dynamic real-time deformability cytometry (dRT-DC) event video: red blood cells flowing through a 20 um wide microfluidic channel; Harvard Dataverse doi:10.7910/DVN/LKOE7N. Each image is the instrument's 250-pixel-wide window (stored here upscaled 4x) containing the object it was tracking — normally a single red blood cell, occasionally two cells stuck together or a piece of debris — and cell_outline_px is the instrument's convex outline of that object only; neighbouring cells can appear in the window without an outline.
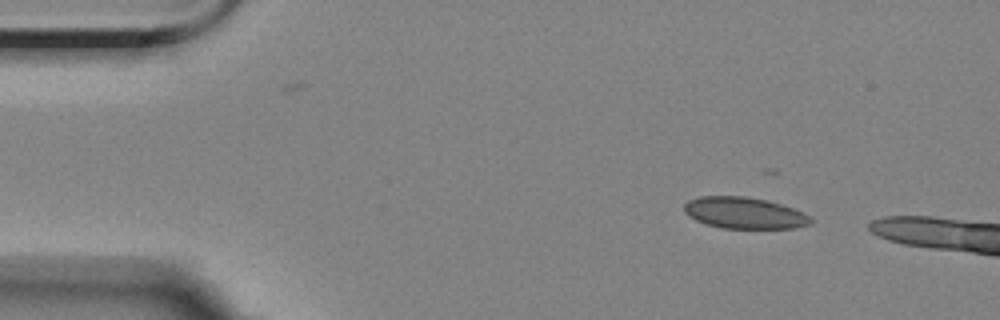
{"species": "Egyptian fruit bat (a non-hibernating species)", "species_latin": "Rousettus aegyptiacus", "temperature_condition": "room temperature", "stored_images_in_passage": 7, "camera_frame_rate_fps": 3000, "um_per_image_px": 0.085, "animal": {"sex": "female"}, "frame": {"image": 1, "passage_image": 1, "time_ms": 0.0, "image_size_px": [1000, 320], "cell_outline_px": [[812, 224], [792, 228], [724, 228], [708, 224], [696, 220], [688, 216], [684, 212], [684, 204], [688, 200], [700, 196], [744, 196], [764, 200], [780, 204], [792, 208], [808, 216], [812, 220]], "centroid_in_image_um": [63.22, 18.1], "position_along_channel_um": 21.8, "area_um2": 22.89}}
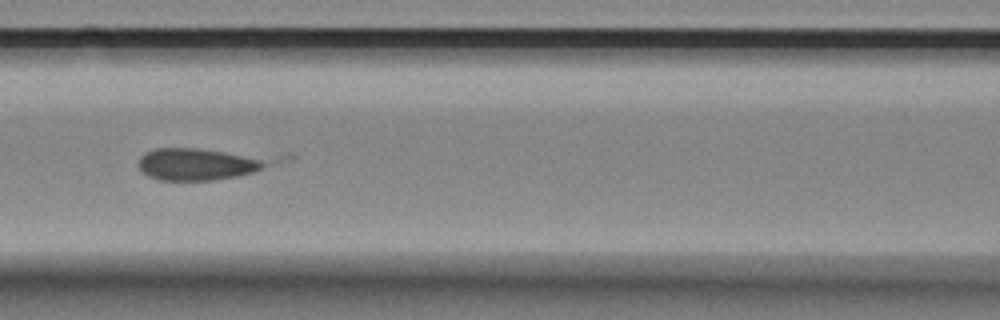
{"frame": {"image": 2, "passage_image": 6, "time_ms": 5.667, "image_size_px": [1000, 320], "cell_outline_px": [[296, 156], [252, 172], [236, 176], [216, 180], [160, 180], [148, 176], [136, 164], [140, 156], [144, 152], [156, 148], [196, 148], [292, 152]], "centroid_in_image_um": [17.49, 13.84], "position_along_channel_um": 149.1, "area_um2": 27.63}}
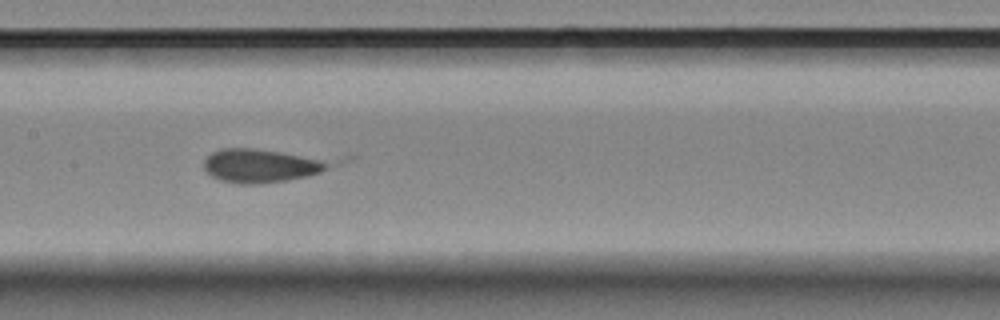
{"frame": {"image": 3, "passage_image": 7, "time_ms": 6.667, "image_size_px": [1000, 320], "cell_outline_px": [[328, 168], [320, 172], [308, 176], [284, 180], [256, 184], [240, 184], [220, 180], [212, 176], [204, 168], [204, 160], [212, 152], [224, 148], [248, 148], [280, 152], [316, 160], [328, 164]], "centroid_in_image_um": [22.02, 14.1], "position_along_channel_um": 185.4, "area_um2": 23.41}}